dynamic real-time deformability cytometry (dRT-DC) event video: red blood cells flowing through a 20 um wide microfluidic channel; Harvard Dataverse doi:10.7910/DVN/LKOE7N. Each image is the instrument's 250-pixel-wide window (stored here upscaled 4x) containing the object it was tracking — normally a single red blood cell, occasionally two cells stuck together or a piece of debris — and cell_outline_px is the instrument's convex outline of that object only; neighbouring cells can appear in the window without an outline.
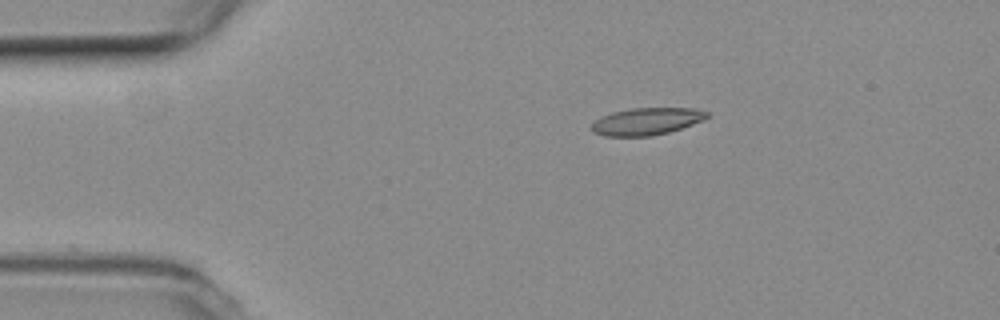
{"species": "common noctule bat (a hibernating species)", "species_latin": "Nyctalus noctula", "temperature_condition": "room temperature", "stored_images_in_passage": 45, "camera_frame_rate_fps": 3000, "um_per_image_px": 0.085, "animal": {"sex": "female", "body_mass_g": 19.3, "forearm_length_mm": 54.1}, "frame": {"image": 1, "passage_image": 1, "time_ms": 0.0, "image_size_px": [1000, 320], "cell_outline_px": [[708, 116], [704, 120], [668, 132], [652, 136], [604, 136], [592, 132], [592, 124], [600, 116], [612, 112], [632, 108], [696, 108], [708, 112]], "centroid_in_image_um": [54.95, 10.31], "position_along_channel_um": 30.1, "area_um2": 18.26}}
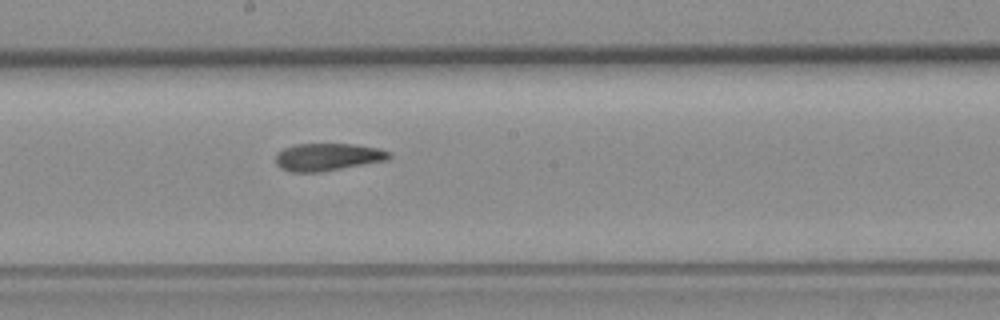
{"frame": {"image": 2, "passage_image": 20, "time_ms": 6.333, "image_size_px": [1000, 320], "cell_outline_px": [[392, 156], [388, 160], [320, 172], [288, 172], [280, 168], [276, 164], [276, 152], [284, 148], [296, 144], [352, 144], [380, 148], [388, 152]], "centroid_in_image_um": [27.83, 13.35], "position_along_channel_um": 220.4, "area_um2": 18.26}}
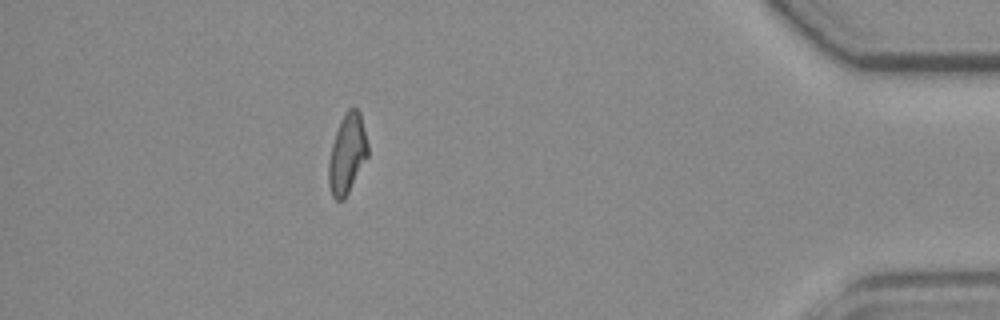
{"frame": {"image": 3, "passage_image": 39, "time_ms": 12.667, "image_size_px": [1000, 320], "cell_outline_px": [[368, 156], [344, 200], [336, 200], [332, 196], [328, 184], [328, 160], [332, 144], [336, 132], [344, 112], [348, 108], [356, 108], [360, 112], [368, 144]], "centroid_in_image_um": [29.5, 13.08], "position_along_channel_um": 405.7, "area_um2": 18.21}, "authors_computed_cell_mechanics": {"area_um2": 18.4382, "velocity_mm_per_s": 3.7984, "shape_relaxation_time_tau1_ms": null, "shape_relaxation_time_tau2_ms": 3.3174, "deformation_change_tau1": null, "deformation_change_tau2": 0.1038}}